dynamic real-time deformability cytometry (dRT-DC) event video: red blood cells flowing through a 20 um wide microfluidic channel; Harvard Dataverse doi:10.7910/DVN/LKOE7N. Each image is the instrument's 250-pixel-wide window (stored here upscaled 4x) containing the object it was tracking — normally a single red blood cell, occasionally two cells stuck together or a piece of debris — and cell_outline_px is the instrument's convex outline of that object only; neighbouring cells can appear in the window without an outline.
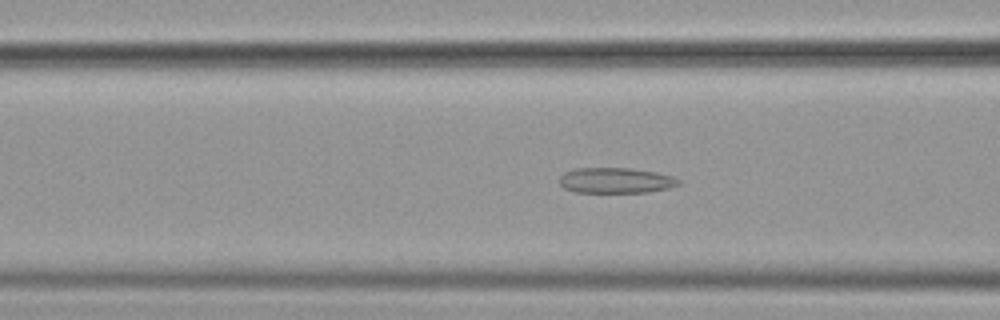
{"species": "common noctule bat (a hibernating species)", "species_latin": "Nyctalus noctula", "temperature_condition": "cold", "stored_images_in_passage": 44, "camera_frame_rate_fps": 3000, "um_per_image_px": 0.085, "animal": {"sex": "female", "body_mass_g": 19.9}, "frame": {"image": 1, "passage_image": 10, "time_ms": 3.0, "image_size_px": [1000, 320], "cell_outline_px": [[680, 184], [668, 188], [648, 192], [576, 192], [564, 188], [560, 184], [560, 176], [564, 172], [576, 168], [628, 168], [656, 172], [672, 176], [680, 180]], "centroid_in_image_um": [52.33, 15.33], "position_along_channel_um": 114.3, "area_um2": 17.63}}
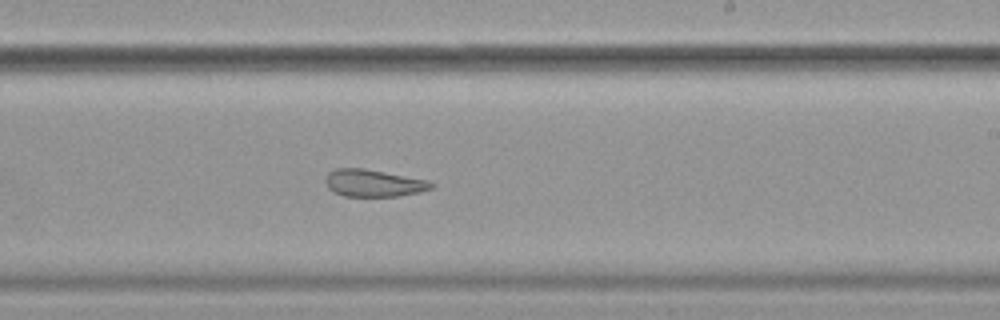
{"frame": {"image": 2, "passage_image": 22, "time_ms": 7.0, "image_size_px": [1000, 320], "cell_outline_px": [[436, 184], [432, 188], [420, 192], [396, 196], [344, 196], [332, 192], [328, 188], [324, 180], [328, 172], [336, 168], [364, 168], [428, 180]], "centroid_in_image_um": [31.73, 15.56], "position_along_channel_um": 257.3, "area_um2": 16.88}}
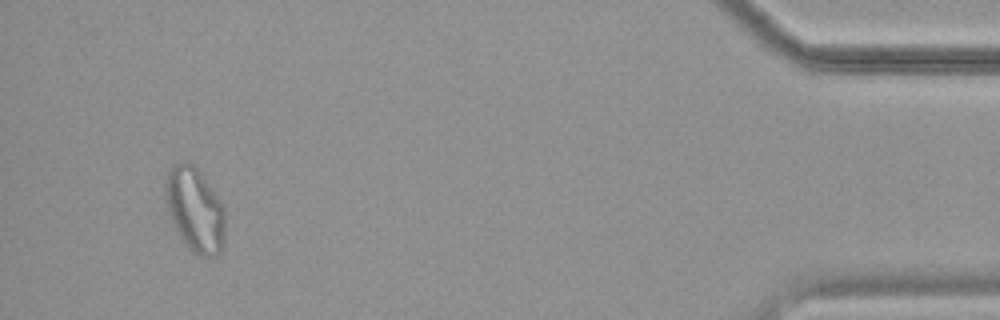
{"frame": {"image": 3, "passage_image": 41, "time_ms": 13.333, "image_size_px": [1000, 320], "cell_outline_px": [[224, 244], [220, 252], [216, 256], [200, 256], [192, 252], [188, 248], [172, 224], [168, 208], [164, 184], [164, 180], [168, 172], [180, 160], [184, 160], [192, 164], [200, 172], [224, 208]], "centroid_in_image_um": [16.56, 17.84], "position_along_channel_um": 418.6, "area_um2": 29.07}, "authors_computed_cell_mechanics": {"area_um2": 18.8717, "velocity_mm_per_s": 3.5839, "shape_relaxation_time_tau1_ms": 9.2496, "shape_relaxation_time_tau2_ms": 2.2405, "deformation_change_tau1": 0.1726, "deformation_change_tau2": 0.0872}}